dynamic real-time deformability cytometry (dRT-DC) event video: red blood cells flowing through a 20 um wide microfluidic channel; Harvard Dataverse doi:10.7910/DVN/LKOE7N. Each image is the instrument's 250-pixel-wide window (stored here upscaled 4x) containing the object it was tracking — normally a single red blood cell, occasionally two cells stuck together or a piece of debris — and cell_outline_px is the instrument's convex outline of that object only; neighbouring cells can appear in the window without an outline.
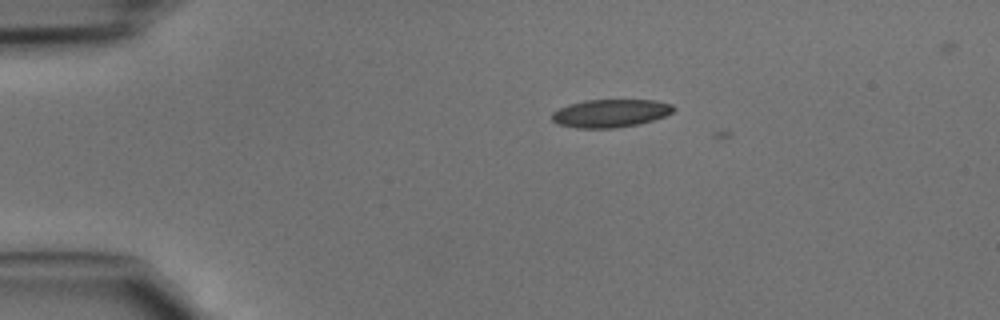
{"species": "common noctule bat (a hibernating species)", "species_latin": "Nyctalus noctula", "temperature_condition": "cold", "stored_images_in_passage": 6, "camera_frame_rate_fps": 3000, "um_per_image_px": 0.085, "animal": {"sex": "male", "body_mass_g": 15.6}, "frame": {"image": 1, "passage_image": 4, "time_ms": 1.0, "image_size_px": [1000, 320], "cell_outline_px": [[676, 108], [672, 112], [664, 116], [652, 120], [636, 124], [616, 128], [576, 128], [556, 124], [552, 120], [552, 112], [568, 104], [584, 100], [656, 100], [672, 104]], "centroid_in_image_um": [51.86, 9.62], "position_along_channel_um": 33.1, "area_um2": 19.88}}